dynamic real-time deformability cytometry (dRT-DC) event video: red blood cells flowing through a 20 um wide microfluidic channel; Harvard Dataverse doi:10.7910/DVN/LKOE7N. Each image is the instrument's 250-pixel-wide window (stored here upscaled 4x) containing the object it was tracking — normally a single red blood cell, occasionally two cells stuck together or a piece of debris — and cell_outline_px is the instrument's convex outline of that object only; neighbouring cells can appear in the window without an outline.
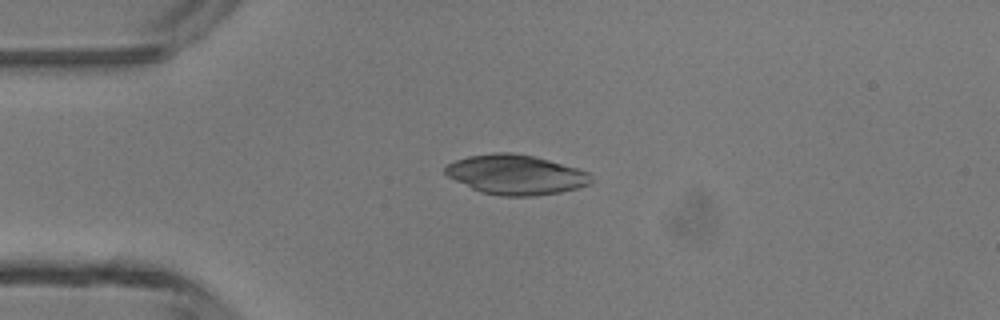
{"species": "common noctule bat (a hibernating species)", "species_latin": "Nyctalus noctula", "temperature_condition": "room temperature", "stored_images_in_passage": 3, "camera_frame_rate_fps": 3000, "um_per_image_px": 0.085, "animal": {"sex": "male", "body_mass_g": 13.3}, "frame": {"image": 1, "passage_image": 2, "time_ms": 1.333, "image_size_px": [1000, 320], "cell_outline_px": [[592, 180], [588, 184], [576, 188], [560, 192], [532, 196], [504, 196], [480, 192], [448, 176], [444, 172], [444, 168], [448, 164], [456, 160], [468, 156], [492, 152], [508, 152], [532, 156], [548, 160], [576, 168], [588, 172], [592, 176]], "centroid_in_image_um": [43.82, 14.84], "position_along_channel_um": 41.2, "area_um2": 33.41}}